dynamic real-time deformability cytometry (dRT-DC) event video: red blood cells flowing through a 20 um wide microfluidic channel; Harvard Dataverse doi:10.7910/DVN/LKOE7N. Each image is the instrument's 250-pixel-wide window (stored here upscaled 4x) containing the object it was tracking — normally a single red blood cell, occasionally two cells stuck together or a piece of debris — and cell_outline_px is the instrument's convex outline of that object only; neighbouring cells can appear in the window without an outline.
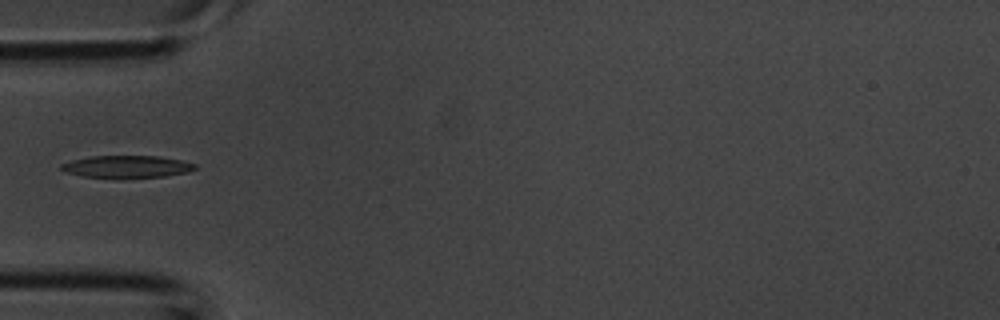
{"species": "common noctule bat (a hibernating species)", "species_latin": "Nyctalus noctula", "temperature_condition": "room temperature", "stored_images_in_passage": 2, "camera_frame_rate_fps": 3000, "um_per_image_px": 0.085, "animal": {"sex": "male", "body_mass_g": 20.1, "forearm_length_mm": 53.5}, "frame": {"image": 1, "passage_image": 2, "time_ms": 0.333, "image_size_px": [1000, 320], "cell_outline_px": [[196, 168], [188, 172], [164, 176], [120, 180], [84, 176], [64, 172], [60, 168], [60, 164], [72, 160], [92, 156], [160, 156], [180, 160], [196, 164]], "centroid_in_image_um": [10.75, 14.19], "position_along_channel_um": 74.2, "area_um2": 17.86}}